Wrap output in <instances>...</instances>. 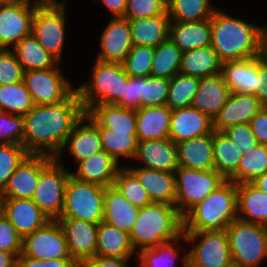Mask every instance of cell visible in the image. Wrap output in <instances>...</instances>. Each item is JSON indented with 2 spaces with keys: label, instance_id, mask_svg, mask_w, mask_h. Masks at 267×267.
Listing matches in <instances>:
<instances>
[{
  "label": "cell",
  "instance_id": "cell-22",
  "mask_svg": "<svg viewBox=\"0 0 267 267\" xmlns=\"http://www.w3.org/2000/svg\"><path fill=\"white\" fill-rule=\"evenodd\" d=\"M134 160H142L144 167L175 173L179 167L177 147L169 138L138 141Z\"/></svg>",
  "mask_w": 267,
  "mask_h": 267
},
{
  "label": "cell",
  "instance_id": "cell-24",
  "mask_svg": "<svg viewBox=\"0 0 267 267\" xmlns=\"http://www.w3.org/2000/svg\"><path fill=\"white\" fill-rule=\"evenodd\" d=\"M221 73L230 92L257 96L259 87L258 56L240 61L222 63Z\"/></svg>",
  "mask_w": 267,
  "mask_h": 267
},
{
  "label": "cell",
  "instance_id": "cell-59",
  "mask_svg": "<svg viewBox=\"0 0 267 267\" xmlns=\"http://www.w3.org/2000/svg\"><path fill=\"white\" fill-rule=\"evenodd\" d=\"M43 267H76L73 259H50L43 260Z\"/></svg>",
  "mask_w": 267,
  "mask_h": 267
},
{
  "label": "cell",
  "instance_id": "cell-10",
  "mask_svg": "<svg viewBox=\"0 0 267 267\" xmlns=\"http://www.w3.org/2000/svg\"><path fill=\"white\" fill-rule=\"evenodd\" d=\"M55 157L42 169L32 200L50 219L58 220L64 208L65 187L71 172Z\"/></svg>",
  "mask_w": 267,
  "mask_h": 267
},
{
  "label": "cell",
  "instance_id": "cell-19",
  "mask_svg": "<svg viewBox=\"0 0 267 267\" xmlns=\"http://www.w3.org/2000/svg\"><path fill=\"white\" fill-rule=\"evenodd\" d=\"M213 132V120L192 106L173 109L168 138L180 143Z\"/></svg>",
  "mask_w": 267,
  "mask_h": 267
},
{
  "label": "cell",
  "instance_id": "cell-62",
  "mask_svg": "<svg viewBox=\"0 0 267 267\" xmlns=\"http://www.w3.org/2000/svg\"><path fill=\"white\" fill-rule=\"evenodd\" d=\"M29 2L31 0H28ZM35 7H52V8H57V7H62L65 8V2L61 1L58 2L57 0H34L32 3Z\"/></svg>",
  "mask_w": 267,
  "mask_h": 267
},
{
  "label": "cell",
  "instance_id": "cell-49",
  "mask_svg": "<svg viewBox=\"0 0 267 267\" xmlns=\"http://www.w3.org/2000/svg\"><path fill=\"white\" fill-rule=\"evenodd\" d=\"M24 136L23 115L0 111V144H21Z\"/></svg>",
  "mask_w": 267,
  "mask_h": 267
},
{
  "label": "cell",
  "instance_id": "cell-28",
  "mask_svg": "<svg viewBox=\"0 0 267 267\" xmlns=\"http://www.w3.org/2000/svg\"><path fill=\"white\" fill-rule=\"evenodd\" d=\"M171 113L166 105L135 110L138 141L168 138Z\"/></svg>",
  "mask_w": 267,
  "mask_h": 267
},
{
  "label": "cell",
  "instance_id": "cell-5",
  "mask_svg": "<svg viewBox=\"0 0 267 267\" xmlns=\"http://www.w3.org/2000/svg\"><path fill=\"white\" fill-rule=\"evenodd\" d=\"M128 79L122 64L96 60L89 82L76 88L85 113L95 105L117 104L125 95Z\"/></svg>",
  "mask_w": 267,
  "mask_h": 267
},
{
  "label": "cell",
  "instance_id": "cell-65",
  "mask_svg": "<svg viewBox=\"0 0 267 267\" xmlns=\"http://www.w3.org/2000/svg\"><path fill=\"white\" fill-rule=\"evenodd\" d=\"M161 1L164 2L166 5H168L171 0H161Z\"/></svg>",
  "mask_w": 267,
  "mask_h": 267
},
{
  "label": "cell",
  "instance_id": "cell-44",
  "mask_svg": "<svg viewBox=\"0 0 267 267\" xmlns=\"http://www.w3.org/2000/svg\"><path fill=\"white\" fill-rule=\"evenodd\" d=\"M182 239H184V234L178 239L138 251L139 259L137 260L140 262V267H174L180 249L175 245Z\"/></svg>",
  "mask_w": 267,
  "mask_h": 267
},
{
  "label": "cell",
  "instance_id": "cell-18",
  "mask_svg": "<svg viewBox=\"0 0 267 267\" xmlns=\"http://www.w3.org/2000/svg\"><path fill=\"white\" fill-rule=\"evenodd\" d=\"M100 40L101 51L96 60L105 63L122 64L133 47L128 19L112 17Z\"/></svg>",
  "mask_w": 267,
  "mask_h": 267
},
{
  "label": "cell",
  "instance_id": "cell-29",
  "mask_svg": "<svg viewBox=\"0 0 267 267\" xmlns=\"http://www.w3.org/2000/svg\"><path fill=\"white\" fill-rule=\"evenodd\" d=\"M237 219L267 226V193L251 183L237 184Z\"/></svg>",
  "mask_w": 267,
  "mask_h": 267
},
{
  "label": "cell",
  "instance_id": "cell-46",
  "mask_svg": "<svg viewBox=\"0 0 267 267\" xmlns=\"http://www.w3.org/2000/svg\"><path fill=\"white\" fill-rule=\"evenodd\" d=\"M30 155L21 144H0V194L16 168Z\"/></svg>",
  "mask_w": 267,
  "mask_h": 267
},
{
  "label": "cell",
  "instance_id": "cell-35",
  "mask_svg": "<svg viewBox=\"0 0 267 267\" xmlns=\"http://www.w3.org/2000/svg\"><path fill=\"white\" fill-rule=\"evenodd\" d=\"M99 129L136 131L135 110L116 104L93 106L87 113Z\"/></svg>",
  "mask_w": 267,
  "mask_h": 267
},
{
  "label": "cell",
  "instance_id": "cell-6",
  "mask_svg": "<svg viewBox=\"0 0 267 267\" xmlns=\"http://www.w3.org/2000/svg\"><path fill=\"white\" fill-rule=\"evenodd\" d=\"M234 267H257L267 257V226L236 219L225 229Z\"/></svg>",
  "mask_w": 267,
  "mask_h": 267
},
{
  "label": "cell",
  "instance_id": "cell-27",
  "mask_svg": "<svg viewBox=\"0 0 267 267\" xmlns=\"http://www.w3.org/2000/svg\"><path fill=\"white\" fill-rule=\"evenodd\" d=\"M179 166L200 171L214 170L213 132L176 144Z\"/></svg>",
  "mask_w": 267,
  "mask_h": 267
},
{
  "label": "cell",
  "instance_id": "cell-1",
  "mask_svg": "<svg viewBox=\"0 0 267 267\" xmlns=\"http://www.w3.org/2000/svg\"><path fill=\"white\" fill-rule=\"evenodd\" d=\"M84 114L86 113L77 91L59 104L34 105L23 115L22 145L30 154L56 157Z\"/></svg>",
  "mask_w": 267,
  "mask_h": 267
},
{
  "label": "cell",
  "instance_id": "cell-40",
  "mask_svg": "<svg viewBox=\"0 0 267 267\" xmlns=\"http://www.w3.org/2000/svg\"><path fill=\"white\" fill-rule=\"evenodd\" d=\"M182 51L168 38L154 48L150 76L172 79L179 73Z\"/></svg>",
  "mask_w": 267,
  "mask_h": 267
},
{
  "label": "cell",
  "instance_id": "cell-9",
  "mask_svg": "<svg viewBox=\"0 0 267 267\" xmlns=\"http://www.w3.org/2000/svg\"><path fill=\"white\" fill-rule=\"evenodd\" d=\"M175 179V206L182 217L225 181L215 170L200 171L182 166L175 170Z\"/></svg>",
  "mask_w": 267,
  "mask_h": 267
},
{
  "label": "cell",
  "instance_id": "cell-47",
  "mask_svg": "<svg viewBox=\"0 0 267 267\" xmlns=\"http://www.w3.org/2000/svg\"><path fill=\"white\" fill-rule=\"evenodd\" d=\"M154 57V48L133 45L122 66L130 77H149Z\"/></svg>",
  "mask_w": 267,
  "mask_h": 267
},
{
  "label": "cell",
  "instance_id": "cell-63",
  "mask_svg": "<svg viewBox=\"0 0 267 267\" xmlns=\"http://www.w3.org/2000/svg\"><path fill=\"white\" fill-rule=\"evenodd\" d=\"M257 189L264 191L267 193V172L262 174L261 176L255 178L252 182H250Z\"/></svg>",
  "mask_w": 267,
  "mask_h": 267
},
{
  "label": "cell",
  "instance_id": "cell-50",
  "mask_svg": "<svg viewBox=\"0 0 267 267\" xmlns=\"http://www.w3.org/2000/svg\"><path fill=\"white\" fill-rule=\"evenodd\" d=\"M167 5L161 0H127L124 18L137 19L164 15Z\"/></svg>",
  "mask_w": 267,
  "mask_h": 267
},
{
  "label": "cell",
  "instance_id": "cell-21",
  "mask_svg": "<svg viewBox=\"0 0 267 267\" xmlns=\"http://www.w3.org/2000/svg\"><path fill=\"white\" fill-rule=\"evenodd\" d=\"M262 107L253 94L231 92L226 104L213 119V131L222 132L234 125L249 123Z\"/></svg>",
  "mask_w": 267,
  "mask_h": 267
},
{
  "label": "cell",
  "instance_id": "cell-15",
  "mask_svg": "<svg viewBox=\"0 0 267 267\" xmlns=\"http://www.w3.org/2000/svg\"><path fill=\"white\" fill-rule=\"evenodd\" d=\"M0 211L22 238L50 221L31 198H0Z\"/></svg>",
  "mask_w": 267,
  "mask_h": 267
},
{
  "label": "cell",
  "instance_id": "cell-26",
  "mask_svg": "<svg viewBox=\"0 0 267 267\" xmlns=\"http://www.w3.org/2000/svg\"><path fill=\"white\" fill-rule=\"evenodd\" d=\"M78 164L76 173L71 176L77 180L97 184L103 187L112 186L121 166L104 150L96 153Z\"/></svg>",
  "mask_w": 267,
  "mask_h": 267
},
{
  "label": "cell",
  "instance_id": "cell-16",
  "mask_svg": "<svg viewBox=\"0 0 267 267\" xmlns=\"http://www.w3.org/2000/svg\"><path fill=\"white\" fill-rule=\"evenodd\" d=\"M57 221L63 229L71 259L78 262L96 256L98 224L74 218Z\"/></svg>",
  "mask_w": 267,
  "mask_h": 267
},
{
  "label": "cell",
  "instance_id": "cell-53",
  "mask_svg": "<svg viewBox=\"0 0 267 267\" xmlns=\"http://www.w3.org/2000/svg\"><path fill=\"white\" fill-rule=\"evenodd\" d=\"M242 153L250 152L259 144L248 123L238 124L222 131Z\"/></svg>",
  "mask_w": 267,
  "mask_h": 267
},
{
  "label": "cell",
  "instance_id": "cell-8",
  "mask_svg": "<svg viewBox=\"0 0 267 267\" xmlns=\"http://www.w3.org/2000/svg\"><path fill=\"white\" fill-rule=\"evenodd\" d=\"M184 239L191 243L201 238L184 257L183 267H234L228 235L225 230L183 232Z\"/></svg>",
  "mask_w": 267,
  "mask_h": 267
},
{
  "label": "cell",
  "instance_id": "cell-32",
  "mask_svg": "<svg viewBox=\"0 0 267 267\" xmlns=\"http://www.w3.org/2000/svg\"><path fill=\"white\" fill-rule=\"evenodd\" d=\"M211 21L171 22L169 38L182 51L211 45Z\"/></svg>",
  "mask_w": 267,
  "mask_h": 267
},
{
  "label": "cell",
  "instance_id": "cell-34",
  "mask_svg": "<svg viewBox=\"0 0 267 267\" xmlns=\"http://www.w3.org/2000/svg\"><path fill=\"white\" fill-rule=\"evenodd\" d=\"M221 68L222 62L210 45L182 52L179 73L204 78L220 73Z\"/></svg>",
  "mask_w": 267,
  "mask_h": 267
},
{
  "label": "cell",
  "instance_id": "cell-23",
  "mask_svg": "<svg viewBox=\"0 0 267 267\" xmlns=\"http://www.w3.org/2000/svg\"><path fill=\"white\" fill-rule=\"evenodd\" d=\"M230 93L221 72L200 78L191 106L213 120L226 104Z\"/></svg>",
  "mask_w": 267,
  "mask_h": 267
},
{
  "label": "cell",
  "instance_id": "cell-17",
  "mask_svg": "<svg viewBox=\"0 0 267 267\" xmlns=\"http://www.w3.org/2000/svg\"><path fill=\"white\" fill-rule=\"evenodd\" d=\"M53 158L30 154L10 176L0 198H32L40 172Z\"/></svg>",
  "mask_w": 267,
  "mask_h": 267
},
{
  "label": "cell",
  "instance_id": "cell-39",
  "mask_svg": "<svg viewBox=\"0 0 267 267\" xmlns=\"http://www.w3.org/2000/svg\"><path fill=\"white\" fill-rule=\"evenodd\" d=\"M210 0H171L167 13L171 22H201L211 19L215 12Z\"/></svg>",
  "mask_w": 267,
  "mask_h": 267
},
{
  "label": "cell",
  "instance_id": "cell-43",
  "mask_svg": "<svg viewBox=\"0 0 267 267\" xmlns=\"http://www.w3.org/2000/svg\"><path fill=\"white\" fill-rule=\"evenodd\" d=\"M199 83L198 77L178 73L170 79L166 106L171 110L191 106Z\"/></svg>",
  "mask_w": 267,
  "mask_h": 267
},
{
  "label": "cell",
  "instance_id": "cell-58",
  "mask_svg": "<svg viewBox=\"0 0 267 267\" xmlns=\"http://www.w3.org/2000/svg\"><path fill=\"white\" fill-rule=\"evenodd\" d=\"M105 6L113 13V18L124 17L127 0H102Z\"/></svg>",
  "mask_w": 267,
  "mask_h": 267
},
{
  "label": "cell",
  "instance_id": "cell-33",
  "mask_svg": "<svg viewBox=\"0 0 267 267\" xmlns=\"http://www.w3.org/2000/svg\"><path fill=\"white\" fill-rule=\"evenodd\" d=\"M134 251L128 232L105 221L98 224L97 256L130 258Z\"/></svg>",
  "mask_w": 267,
  "mask_h": 267
},
{
  "label": "cell",
  "instance_id": "cell-11",
  "mask_svg": "<svg viewBox=\"0 0 267 267\" xmlns=\"http://www.w3.org/2000/svg\"><path fill=\"white\" fill-rule=\"evenodd\" d=\"M57 66L23 73V82L31 94L34 105L59 104L76 91Z\"/></svg>",
  "mask_w": 267,
  "mask_h": 267
},
{
  "label": "cell",
  "instance_id": "cell-54",
  "mask_svg": "<svg viewBox=\"0 0 267 267\" xmlns=\"http://www.w3.org/2000/svg\"><path fill=\"white\" fill-rule=\"evenodd\" d=\"M142 77H130L125 90V95L116 104L127 109L137 110L141 108Z\"/></svg>",
  "mask_w": 267,
  "mask_h": 267
},
{
  "label": "cell",
  "instance_id": "cell-45",
  "mask_svg": "<svg viewBox=\"0 0 267 267\" xmlns=\"http://www.w3.org/2000/svg\"><path fill=\"white\" fill-rule=\"evenodd\" d=\"M113 185L132 205L138 208L153 203L145 188L127 167L119 169Z\"/></svg>",
  "mask_w": 267,
  "mask_h": 267
},
{
  "label": "cell",
  "instance_id": "cell-30",
  "mask_svg": "<svg viewBox=\"0 0 267 267\" xmlns=\"http://www.w3.org/2000/svg\"><path fill=\"white\" fill-rule=\"evenodd\" d=\"M128 21L133 45L155 48L169 38L171 21L167 12L164 15Z\"/></svg>",
  "mask_w": 267,
  "mask_h": 267
},
{
  "label": "cell",
  "instance_id": "cell-52",
  "mask_svg": "<svg viewBox=\"0 0 267 267\" xmlns=\"http://www.w3.org/2000/svg\"><path fill=\"white\" fill-rule=\"evenodd\" d=\"M23 238L0 211V250L15 254L22 253Z\"/></svg>",
  "mask_w": 267,
  "mask_h": 267
},
{
  "label": "cell",
  "instance_id": "cell-38",
  "mask_svg": "<svg viewBox=\"0 0 267 267\" xmlns=\"http://www.w3.org/2000/svg\"><path fill=\"white\" fill-rule=\"evenodd\" d=\"M102 149L116 161L122 156L133 159L137 153L138 139L136 131L99 129Z\"/></svg>",
  "mask_w": 267,
  "mask_h": 267
},
{
  "label": "cell",
  "instance_id": "cell-42",
  "mask_svg": "<svg viewBox=\"0 0 267 267\" xmlns=\"http://www.w3.org/2000/svg\"><path fill=\"white\" fill-rule=\"evenodd\" d=\"M34 107L25 83L0 85V111L25 115Z\"/></svg>",
  "mask_w": 267,
  "mask_h": 267
},
{
  "label": "cell",
  "instance_id": "cell-2",
  "mask_svg": "<svg viewBox=\"0 0 267 267\" xmlns=\"http://www.w3.org/2000/svg\"><path fill=\"white\" fill-rule=\"evenodd\" d=\"M211 46L222 63L263 54L264 27L249 24L218 9L211 19Z\"/></svg>",
  "mask_w": 267,
  "mask_h": 267
},
{
  "label": "cell",
  "instance_id": "cell-56",
  "mask_svg": "<svg viewBox=\"0 0 267 267\" xmlns=\"http://www.w3.org/2000/svg\"><path fill=\"white\" fill-rule=\"evenodd\" d=\"M129 258L95 256L76 262V267H127Z\"/></svg>",
  "mask_w": 267,
  "mask_h": 267
},
{
  "label": "cell",
  "instance_id": "cell-41",
  "mask_svg": "<svg viewBox=\"0 0 267 267\" xmlns=\"http://www.w3.org/2000/svg\"><path fill=\"white\" fill-rule=\"evenodd\" d=\"M267 172V145L258 144L250 152L242 153L236 173L229 179L236 184L250 183Z\"/></svg>",
  "mask_w": 267,
  "mask_h": 267
},
{
  "label": "cell",
  "instance_id": "cell-20",
  "mask_svg": "<svg viewBox=\"0 0 267 267\" xmlns=\"http://www.w3.org/2000/svg\"><path fill=\"white\" fill-rule=\"evenodd\" d=\"M87 120L89 123L85 124ZM66 146L68 152L73 156L76 163L86 160L90 156L103 151L100 141L99 127L90 116L84 114V116L75 124L72 132L66 139L63 149L55 157L57 160H62V152Z\"/></svg>",
  "mask_w": 267,
  "mask_h": 267
},
{
  "label": "cell",
  "instance_id": "cell-57",
  "mask_svg": "<svg viewBox=\"0 0 267 267\" xmlns=\"http://www.w3.org/2000/svg\"><path fill=\"white\" fill-rule=\"evenodd\" d=\"M259 87L261 91L256 96L263 107H267V57L258 56Z\"/></svg>",
  "mask_w": 267,
  "mask_h": 267
},
{
  "label": "cell",
  "instance_id": "cell-37",
  "mask_svg": "<svg viewBox=\"0 0 267 267\" xmlns=\"http://www.w3.org/2000/svg\"><path fill=\"white\" fill-rule=\"evenodd\" d=\"M242 152L223 133L213 131L214 170L225 180H229L237 171Z\"/></svg>",
  "mask_w": 267,
  "mask_h": 267
},
{
  "label": "cell",
  "instance_id": "cell-31",
  "mask_svg": "<svg viewBox=\"0 0 267 267\" xmlns=\"http://www.w3.org/2000/svg\"><path fill=\"white\" fill-rule=\"evenodd\" d=\"M138 212L139 208L132 205L114 185L105 187L103 221L129 233Z\"/></svg>",
  "mask_w": 267,
  "mask_h": 267
},
{
  "label": "cell",
  "instance_id": "cell-7",
  "mask_svg": "<svg viewBox=\"0 0 267 267\" xmlns=\"http://www.w3.org/2000/svg\"><path fill=\"white\" fill-rule=\"evenodd\" d=\"M105 187L77 180L70 175L60 218H74L99 224L104 219Z\"/></svg>",
  "mask_w": 267,
  "mask_h": 267
},
{
  "label": "cell",
  "instance_id": "cell-60",
  "mask_svg": "<svg viewBox=\"0 0 267 267\" xmlns=\"http://www.w3.org/2000/svg\"><path fill=\"white\" fill-rule=\"evenodd\" d=\"M17 258L13 253L0 250V267H16Z\"/></svg>",
  "mask_w": 267,
  "mask_h": 267
},
{
  "label": "cell",
  "instance_id": "cell-64",
  "mask_svg": "<svg viewBox=\"0 0 267 267\" xmlns=\"http://www.w3.org/2000/svg\"><path fill=\"white\" fill-rule=\"evenodd\" d=\"M263 54L267 57V25L264 26Z\"/></svg>",
  "mask_w": 267,
  "mask_h": 267
},
{
  "label": "cell",
  "instance_id": "cell-14",
  "mask_svg": "<svg viewBox=\"0 0 267 267\" xmlns=\"http://www.w3.org/2000/svg\"><path fill=\"white\" fill-rule=\"evenodd\" d=\"M21 255L41 260L71 259L59 222L50 220L43 227L24 237Z\"/></svg>",
  "mask_w": 267,
  "mask_h": 267
},
{
  "label": "cell",
  "instance_id": "cell-13",
  "mask_svg": "<svg viewBox=\"0 0 267 267\" xmlns=\"http://www.w3.org/2000/svg\"><path fill=\"white\" fill-rule=\"evenodd\" d=\"M66 7H36L31 33L59 63L65 37Z\"/></svg>",
  "mask_w": 267,
  "mask_h": 267
},
{
  "label": "cell",
  "instance_id": "cell-36",
  "mask_svg": "<svg viewBox=\"0 0 267 267\" xmlns=\"http://www.w3.org/2000/svg\"><path fill=\"white\" fill-rule=\"evenodd\" d=\"M12 51L22 66L23 71L53 68L59 62L47 52L32 33L18 42Z\"/></svg>",
  "mask_w": 267,
  "mask_h": 267
},
{
  "label": "cell",
  "instance_id": "cell-3",
  "mask_svg": "<svg viewBox=\"0 0 267 267\" xmlns=\"http://www.w3.org/2000/svg\"><path fill=\"white\" fill-rule=\"evenodd\" d=\"M182 234L183 217L176 206L152 203L139 208L129 237L131 245L137 253L142 249L178 239ZM138 248L139 250H137Z\"/></svg>",
  "mask_w": 267,
  "mask_h": 267
},
{
  "label": "cell",
  "instance_id": "cell-55",
  "mask_svg": "<svg viewBox=\"0 0 267 267\" xmlns=\"http://www.w3.org/2000/svg\"><path fill=\"white\" fill-rule=\"evenodd\" d=\"M248 124L259 144L267 145V107H262Z\"/></svg>",
  "mask_w": 267,
  "mask_h": 267
},
{
  "label": "cell",
  "instance_id": "cell-4",
  "mask_svg": "<svg viewBox=\"0 0 267 267\" xmlns=\"http://www.w3.org/2000/svg\"><path fill=\"white\" fill-rule=\"evenodd\" d=\"M237 219V184L225 180L183 217V232L225 230Z\"/></svg>",
  "mask_w": 267,
  "mask_h": 267
},
{
  "label": "cell",
  "instance_id": "cell-25",
  "mask_svg": "<svg viewBox=\"0 0 267 267\" xmlns=\"http://www.w3.org/2000/svg\"><path fill=\"white\" fill-rule=\"evenodd\" d=\"M145 188L153 203H165L175 206V173L157 171L146 167H127Z\"/></svg>",
  "mask_w": 267,
  "mask_h": 267
},
{
  "label": "cell",
  "instance_id": "cell-61",
  "mask_svg": "<svg viewBox=\"0 0 267 267\" xmlns=\"http://www.w3.org/2000/svg\"><path fill=\"white\" fill-rule=\"evenodd\" d=\"M43 260L22 256L21 254L17 258L16 267H43Z\"/></svg>",
  "mask_w": 267,
  "mask_h": 267
},
{
  "label": "cell",
  "instance_id": "cell-51",
  "mask_svg": "<svg viewBox=\"0 0 267 267\" xmlns=\"http://www.w3.org/2000/svg\"><path fill=\"white\" fill-rule=\"evenodd\" d=\"M23 69L12 50L0 49V85L23 81Z\"/></svg>",
  "mask_w": 267,
  "mask_h": 267
},
{
  "label": "cell",
  "instance_id": "cell-12",
  "mask_svg": "<svg viewBox=\"0 0 267 267\" xmlns=\"http://www.w3.org/2000/svg\"><path fill=\"white\" fill-rule=\"evenodd\" d=\"M35 10L28 0L0 2V49L9 50L31 34Z\"/></svg>",
  "mask_w": 267,
  "mask_h": 267
},
{
  "label": "cell",
  "instance_id": "cell-48",
  "mask_svg": "<svg viewBox=\"0 0 267 267\" xmlns=\"http://www.w3.org/2000/svg\"><path fill=\"white\" fill-rule=\"evenodd\" d=\"M170 79L142 77L141 107L165 106L168 99Z\"/></svg>",
  "mask_w": 267,
  "mask_h": 267
}]
</instances>
